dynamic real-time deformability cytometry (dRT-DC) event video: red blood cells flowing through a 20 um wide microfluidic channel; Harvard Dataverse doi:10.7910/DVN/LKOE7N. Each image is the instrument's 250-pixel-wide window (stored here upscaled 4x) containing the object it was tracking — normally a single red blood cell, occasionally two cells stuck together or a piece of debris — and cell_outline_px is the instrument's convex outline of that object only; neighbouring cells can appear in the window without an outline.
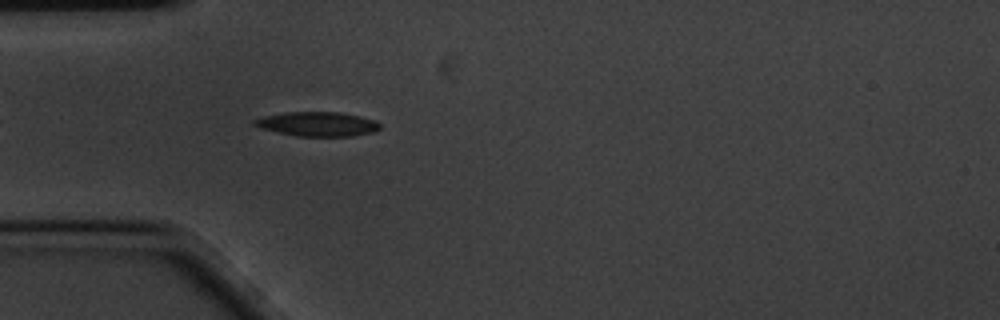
{"species": "common noctule bat (a hibernating species)", "species_latin": "Nyctalus noctula", "temperature_condition": "cold", "stored_images_in_passage": 38, "camera_frame_rate_fps": 3000, "um_per_image_px": 0.085, "animal": {"sex": "male", "body_mass_g": 20.1, "forearm_length_mm": 53.5}, "frame": {"image": 1, "passage_image": 2, "time_ms": 0.333, "image_size_px": [1000, 320], "cell_outline_px": [[380, 128], [376, 132], [352, 136], [296, 136], [264, 128], [252, 124], [252, 120], [264, 116], [284, 112], [340, 112], [360, 116], [376, 120], [380, 124]], "centroid_in_image_um": [27.04, 10.54], "position_along_channel_um": 58.0, "area_um2": 17.8}}
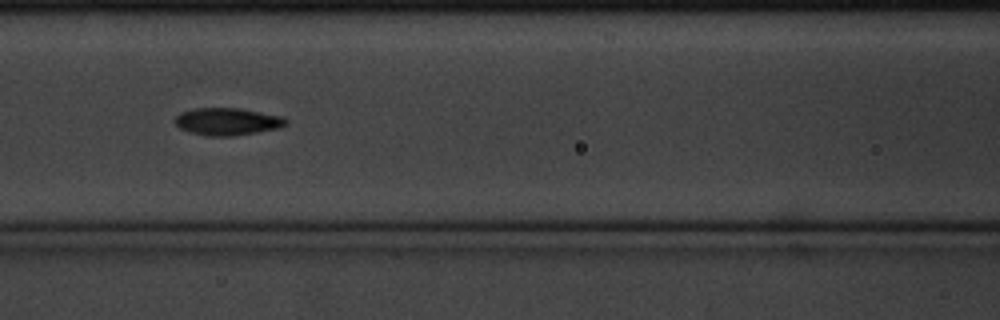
{"frame": {"image": 2, "passage_image": 10, "time_ms": 3.0, "image_size_px": [1000, 320], "cell_outline_px": [[288, 124], [280, 128], [232, 136], [208, 136], [192, 132], [180, 128], [172, 120], [180, 112], [192, 108], [240, 108], [284, 116], [288, 120]], "centroid_in_image_um": [19.35, 10.32], "position_along_channel_um": 147.3, "area_um2": 17.86}}
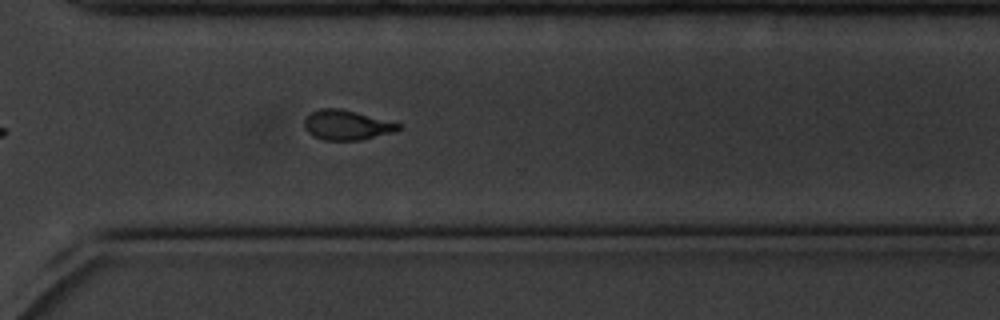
{"frame": {"image": 3, "passage_image": 27, "time_ms": 8.667, "image_size_px": [1000, 320], "cell_outline_px": [[400, 128], [392, 132], [360, 140], [324, 140], [312, 136], [304, 128], [304, 120], [312, 112], [320, 108], [340, 108], [356, 112], [400, 124]], "centroid_in_image_um": [29.41, 10.63], "position_along_channel_um": 341.2, "area_um2": 16.07}, "authors_computed_cell_mechanics": {"area_um2": 17.5712, "velocity_mm_per_s": 3.43, "shape_relaxation_time_tau1_ms": 3.4064, "shape_relaxation_time_tau2_ms": 3.0911, "deformation_change_tau1": 0.1474, "deformation_change_tau2": 0.0969}}